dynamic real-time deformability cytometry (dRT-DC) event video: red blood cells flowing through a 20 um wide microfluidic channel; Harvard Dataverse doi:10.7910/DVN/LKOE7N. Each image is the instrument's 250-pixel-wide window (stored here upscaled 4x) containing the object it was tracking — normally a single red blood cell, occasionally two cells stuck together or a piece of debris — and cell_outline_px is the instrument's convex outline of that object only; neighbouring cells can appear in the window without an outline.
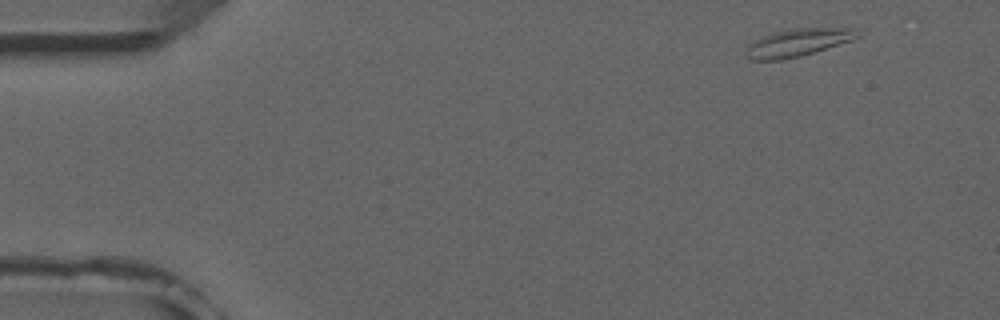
{"species": "common noctule bat (a hibernating species)", "species_latin": "Nyctalus noctula", "temperature_condition": "room temperature", "stored_images_in_passage": 4, "camera_frame_rate_fps": 3000, "um_per_image_px": 0.085, "animal": {"sex": "male", "forearm_length_mm": 52.5}, "frame": {"image": 1, "passage_image": 1, "time_ms": 0.0, "image_size_px": [1000, 320], "cell_outline_px": [[860, 36], [856, 40], [800, 56], [780, 60], [748, 60], [744, 56], [744, 48], [748, 44], [772, 32], [792, 28], [852, 24], [856, 24], [860, 32]], "centroid_in_image_um": [67.99, 3.55], "position_along_channel_um": 17.0, "area_um2": 19.42}}
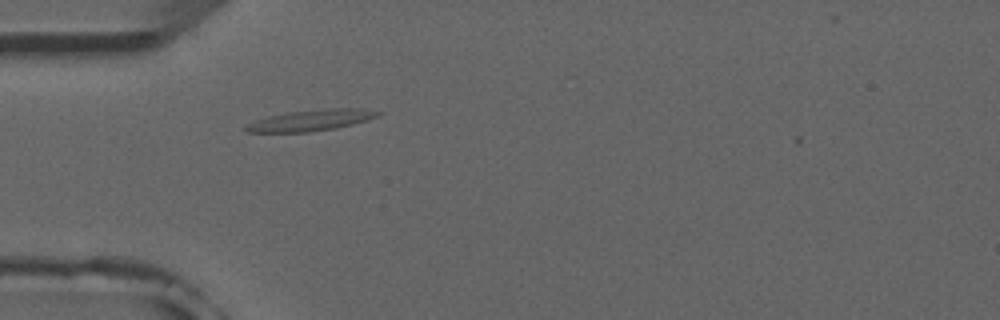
{"frame": {"image": 2, "passage_image": 4, "time_ms": 3.667, "image_size_px": [1000, 320], "cell_outline_px": [[380, 112], [376, 116], [368, 120], [336, 128], [308, 132], [248, 132], [244, 128], [248, 124], [256, 120], [268, 116], [288, 112], [324, 108], [360, 108]], "centroid_in_image_um": [26.42, 10.22], "position_along_channel_um": 58.6, "area_um2": 16.07}}